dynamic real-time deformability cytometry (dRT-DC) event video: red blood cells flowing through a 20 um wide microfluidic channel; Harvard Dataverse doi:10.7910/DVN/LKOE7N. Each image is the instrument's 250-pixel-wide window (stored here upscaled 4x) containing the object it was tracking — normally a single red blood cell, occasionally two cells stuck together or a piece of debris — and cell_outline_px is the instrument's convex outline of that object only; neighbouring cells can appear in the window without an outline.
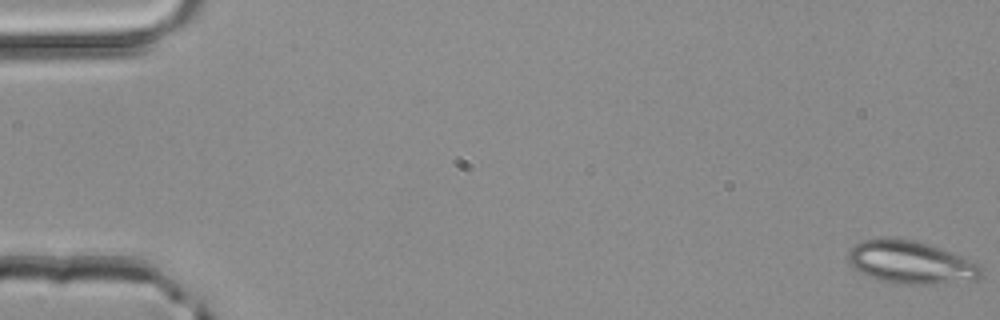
{"species": "common noctule bat (a hibernating species)", "species_latin": "Nyctalus noctula", "temperature_condition": "room temperature", "stored_images_in_passage": 4, "camera_frame_rate_fps": 3000, "um_per_image_px": 0.085, "animal": {"sex": "male", "body_mass_g": 20.4}, "frame": {"image": 1, "passage_image": 1, "time_ms": 0.0, "image_size_px": [1000, 320], "cell_outline_px": [[984, 272], [980, 276], [972, 280], [932, 284], [892, 284], [876, 280], [852, 268], [848, 260], [848, 252], [856, 244], [864, 240], [884, 236], [888, 236], [912, 240], [928, 244], [952, 252], [980, 264]], "centroid_in_image_um": [77.38, 22.3], "position_along_channel_um": 7.6, "area_um2": 33.58}}